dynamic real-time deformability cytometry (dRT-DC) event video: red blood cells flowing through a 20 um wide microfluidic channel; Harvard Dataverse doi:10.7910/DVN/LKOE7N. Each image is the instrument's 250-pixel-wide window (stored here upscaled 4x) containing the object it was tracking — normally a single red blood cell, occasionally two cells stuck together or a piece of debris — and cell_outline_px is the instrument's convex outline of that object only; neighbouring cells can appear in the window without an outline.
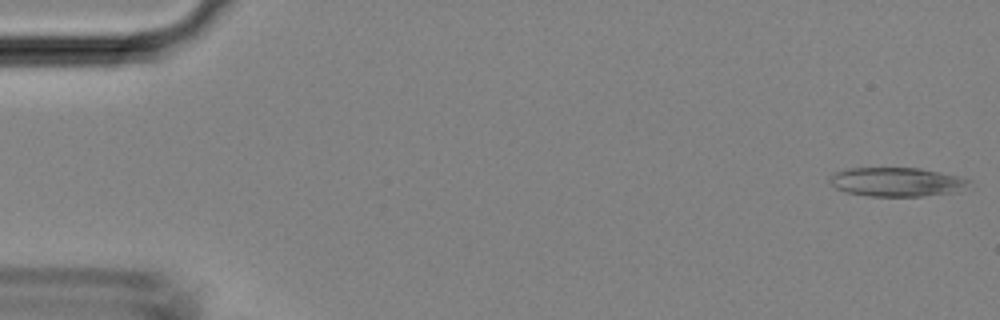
{"species": "Egyptian fruit bat (a non-hibernating species)", "species_latin": "Rousettus aegyptiacus", "temperature_condition": "room temperature", "stored_images_in_passage": 45, "camera_frame_rate_fps": 3000, "um_per_image_px": 0.085, "animal": {"sex": "female"}, "frame": {"image": 1, "passage_image": 1, "time_ms": 0.0, "image_size_px": [1000, 320], "cell_outline_px": [[972, 180], [956, 192], [924, 196], [868, 196], [844, 192], [836, 188], [828, 180], [828, 176], [832, 172], [844, 168], [920, 168], [940, 172]], "centroid_in_image_um": [76.12, 15.46], "position_along_channel_um": 8.9, "area_um2": 23.64}}
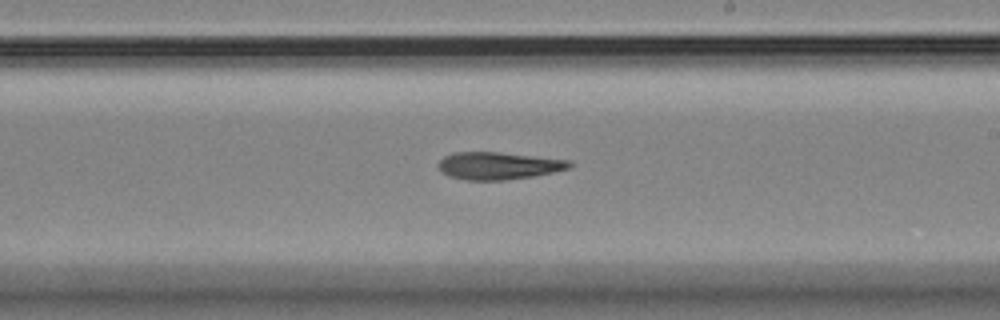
{"frame": {"image": 2, "passage_image": 26, "time_ms": 8.333, "image_size_px": [1000, 320], "cell_outline_px": [[572, 168], [532, 176], [504, 180], [464, 180], [448, 176], [440, 172], [436, 164], [444, 156], [452, 152], [500, 152], [572, 160]], "centroid_in_image_um": [42.34, 14.08], "position_along_channel_um": 246.7, "area_um2": 21.21}}
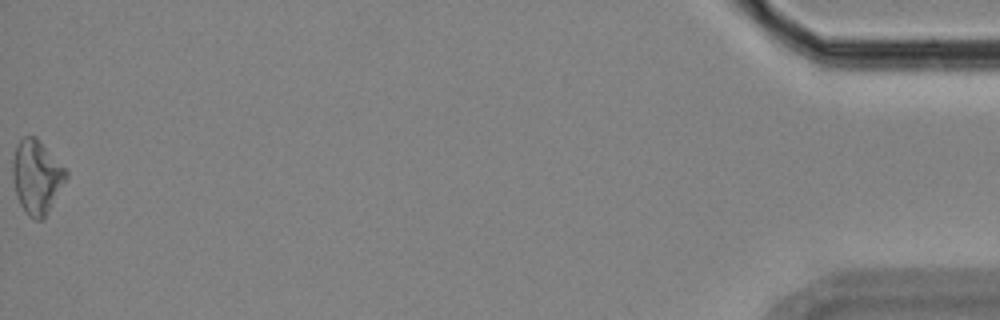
{"frame": {"image": 3, "passage_image": 45, "time_ms": 14.667, "image_size_px": [1000, 320], "cell_outline_px": [[68, 176], [48, 212], [40, 220], [36, 220], [28, 216], [24, 212], [20, 204], [16, 192], [12, 176], [12, 160], [16, 144], [24, 136], [36, 136], [40, 140], [68, 172]], "centroid_in_image_um": [3.1, 15.02], "position_along_channel_um": 432.1, "area_um2": 22.89}}